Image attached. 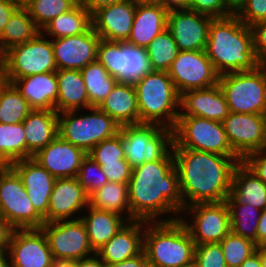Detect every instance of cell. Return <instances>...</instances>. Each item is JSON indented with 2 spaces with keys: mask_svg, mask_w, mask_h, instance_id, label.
Segmentation results:
<instances>
[{
  "mask_svg": "<svg viewBox=\"0 0 266 267\" xmlns=\"http://www.w3.org/2000/svg\"><path fill=\"white\" fill-rule=\"evenodd\" d=\"M127 185L130 213L135 220L179 219L184 204L172 148L161 159L132 168Z\"/></svg>",
  "mask_w": 266,
  "mask_h": 267,
  "instance_id": "1",
  "label": "cell"
},
{
  "mask_svg": "<svg viewBox=\"0 0 266 267\" xmlns=\"http://www.w3.org/2000/svg\"><path fill=\"white\" fill-rule=\"evenodd\" d=\"M184 208L195 203L223 202L229 195L240 157L192 149H172Z\"/></svg>",
  "mask_w": 266,
  "mask_h": 267,
  "instance_id": "2",
  "label": "cell"
},
{
  "mask_svg": "<svg viewBox=\"0 0 266 267\" xmlns=\"http://www.w3.org/2000/svg\"><path fill=\"white\" fill-rule=\"evenodd\" d=\"M205 51L219 76L252 71L259 66L251 28L235 14L211 20Z\"/></svg>",
  "mask_w": 266,
  "mask_h": 267,
  "instance_id": "3",
  "label": "cell"
},
{
  "mask_svg": "<svg viewBox=\"0 0 266 267\" xmlns=\"http://www.w3.org/2000/svg\"><path fill=\"white\" fill-rule=\"evenodd\" d=\"M195 242L179 220L146 222L143 251L151 267H193Z\"/></svg>",
  "mask_w": 266,
  "mask_h": 267,
  "instance_id": "4",
  "label": "cell"
},
{
  "mask_svg": "<svg viewBox=\"0 0 266 267\" xmlns=\"http://www.w3.org/2000/svg\"><path fill=\"white\" fill-rule=\"evenodd\" d=\"M139 109V124H157L174 129L180 113V95L165 71H150L133 82Z\"/></svg>",
  "mask_w": 266,
  "mask_h": 267,
  "instance_id": "5",
  "label": "cell"
},
{
  "mask_svg": "<svg viewBox=\"0 0 266 267\" xmlns=\"http://www.w3.org/2000/svg\"><path fill=\"white\" fill-rule=\"evenodd\" d=\"M120 128L98 107L58 113V136L86 154L98 143L120 133Z\"/></svg>",
  "mask_w": 266,
  "mask_h": 267,
  "instance_id": "6",
  "label": "cell"
},
{
  "mask_svg": "<svg viewBox=\"0 0 266 267\" xmlns=\"http://www.w3.org/2000/svg\"><path fill=\"white\" fill-rule=\"evenodd\" d=\"M172 149H192L239 157L231 148L222 122L197 116H178Z\"/></svg>",
  "mask_w": 266,
  "mask_h": 267,
  "instance_id": "7",
  "label": "cell"
},
{
  "mask_svg": "<svg viewBox=\"0 0 266 267\" xmlns=\"http://www.w3.org/2000/svg\"><path fill=\"white\" fill-rule=\"evenodd\" d=\"M218 84L230 112L266 115V82L259 66L252 71L223 74Z\"/></svg>",
  "mask_w": 266,
  "mask_h": 267,
  "instance_id": "8",
  "label": "cell"
},
{
  "mask_svg": "<svg viewBox=\"0 0 266 267\" xmlns=\"http://www.w3.org/2000/svg\"><path fill=\"white\" fill-rule=\"evenodd\" d=\"M125 159L132 168L161 159L173 145V130L157 124L121 126Z\"/></svg>",
  "mask_w": 266,
  "mask_h": 267,
  "instance_id": "9",
  "label": "cell"
},
{
  "mask_svg": "<svg viewBox=\"0 0 266 267\" xmlns=\"http://www.w3.org/2000/svg\"><path fill=\"white\" fill-rule=\"evenodd\" d=\"M8 79L57 71L52 39L39 32L33 39L7 50L0 63Z\"/></svg>",
  "mask_w": 266,
  "mask_h": 267,
  "instance_id": "10",
  "label": "cell"
},
{
  "mask_svg": "<svg viewBox=\"0 0 266 267\" xmlns=\"http://www.w3.org/2000/svg\"><path fill=\"white\" fill-rule=\"evenodd\" d=\"M179 220L187 228L195 245L220 243L231 232L230 211L226 201L189 205L181 211Z\"/></svg>",
  "mask_w": 266,
  "mask_h": 267,
  "instance_id": "11",
  "label": "cell"
},
{
  "mask_svg": "<svg viewBox=\"0 0 266 267\" xmlns=\"http://www.w3.org/2000/svg\"><path fill=\"white\" fill-rule=\"evenodd\" d=\"M0 215L14 229L41 228L45 223L27 196L22 180L11 167L0 172Z\"/></svg>",
  "mask_w": 266,
  "mask_h": 267,
  "instance_id": "12",
  "label": "cell"
},
{
  "mask_svg": "<svg viewBox=\"0 0 266 267\" xmlns=\"http://www.w3.org/2000/svg\"><path fill=\"white\" fill-rule=\"evenodd\" d=\"M96 60L119 82H135L151 71L146 49L100 39Z\"/></svg>",
  "mask_w": 266,
  "mask_h": 267,
  "instance_id": "13",
  "label": "cell"
},
{
  "mask_svg": "<svg viewBox=\"0 0 266 267\" xmlns=\"http://www.w3.org/2000/svg\"><path fill=\"white\" fill-rule=\"evenodd\" d=\"M41 229L56 263L77 262L95 253L81 219L48 222Z\"/></svg>",
  "mask_w": 266,
  "mask_h": 267,
  "instance_id": "14",
  "label": "cell"
},
{
  "mask_svg": "<svg viewBox=\"0 0 266 267\" xmlns=\"http://www.w3.org/2000/svg\"><path fill=\"white\" fill-rule=\"evenodd\" d=\"M179 95L218 84L215 71L205 50L179 51L167 72Z\"/></svg>",
  "mask_w": 266,
  "mask_h": 267,
  "instance_id": "15",
  "label": "cell"
},
{
  "mask_svg": "<svg viewBox=\"0 0 266 267\" xmlns=\"http://www.w3.org/2000/svg\"><path fill=\"white\" fill-rule=\"evenodd\" d=\"M222 123L231 148L242 160L266 150V115L230 112Z\"/></svg>",
  "mask_w": 266,
  "mask_h": 267,
  "instance_id": "16",
  "label": "cell"
},
{
  "mask_svg": "<svg viewBox=\"0 0 266 267\" xmlns=\"http://www.w3.org/2000/svg\"><path fill=\"white\" fill-rule=\"evenodd\" d=\"M10 267H55L41 228L14 229L8 245Z\"/></svg>",
  "mask_w": 266,
  "mask_h": 267,
  "instance_id": "17",
  "label": "cell"
},
{
  "mask_svg": "<svg viewBox=\"0 0 266 267\" xmlns=\"http://www.w3.org/2000/svg\"><path fill=\"white\" fill-rule=\"evenodd\" d=\"M212 19L190 9L170 10L167 14V29L179 51L205 50Z\"/></svg>",
  "mask_w": 266,
  "mask_h": 267,
  "instance_id": "18",
  "label": "cell"
},
{
  "mask_svg": "<svg viewBox=\"0 0 266 267\" xmlns=\"http://www.w3.org/2000/svg\"><path fill=\"white\" fill-rule=\"evenodd\" d=\"M89 198L77 177L57 178L49 198L47 223L80 219Z\"/></svg>",
  "mask_w": 266,
  "mask_h": 267,
  "instance_id": "19",
  "label": "cell"
},
{
  "mask_svg": "<svg viewBox=\"0 0 266 267\" xmlns=\"http://www.w3.org/2000/svg\"><path fill=\"white\" fill-rule=\"evenodd\" d=\"M99 42L93 27L83 34L52 39L57 69L82 70L96 61Z\"/></svg>",
  "mask_w": 266,
  "mask_h": 267,
  "instance_id": "20",
  "label": "cell"
},
{
  "mask_svg": "<svg viewBox=\"0 0 266 267\" xmlns=\"http://www.w3.org/2000/svg\"><path fill=\"white\" fill-rule=\"evenodd\" d=\"M10 167L18 174L35 210L47 223V211L49 198L53 190L56 178L32 157L15 161Z\"/></svg>",
  "mask_w": 266,
  "mask_h": 267,
  "instance_id": "21",
  "label": "cell"
},
{
  "mask_svg": "<svg viewBox=\"0 0 266 267\" xmlns=\"http://www.w3.org/2000/svg\"><path fill=\"white\" fill-rule=\"evenodd\" d=\"M136 4L124 0L99 8L92 14V27L100 39L126 42L130 36Z\"/></svg>",
  "mask_w": 266,
  "mask_h": 267,
  "instance_id": "22",
  "label": "cell"
},
{
  "mask_svg": "<svg viewBox=\"0 0 266 267\" xmlns=\"http://www.w3.org/2000/svg\"><path fill=\"white\" fill-rule=\"evenodd\" d=\"M86 155L82 149L57 136L32 158L57 179L77 177Z\"/></svg>",
  "mask_w": 266,
  "mask_h": 267,
  "instance_id": "23",
  "label": "cell"
},
{
  "mask_svg": "<svg viewBox=\"0 0 266 267\" xmlns=\"http://www.w3.org/2000/svg\"><path fill=\"white\" fill-rule=\"evenodd\" d=\"M229 113V106L219 84L180 95L179 116H197L223 122Z\"/></svg>",
  "mask_w": 266,
  "mask_h": 267,
  "instance_id": "24",
  "label": "cell"
},
{
  "mask_svg": "<svg viewBox=\"0 0 266 267\" xmlns=\"http://www.w3.org/2000/svg\"><path fill=\"white\" fill-rule=\"evenodd\" d=\"M144 230L145 221H129L95 253L106 265L135 257L143 251Z\"/></svg>",
  "mask_w": 266,
  "mask_h": 267,
  "instance_id": "25",
  "label": "cell"
},
{
  "mask_svg": "<svg viewBox=\"0 0 266 267\" xmlns=\"http://www.w3.org/2000/svg\"><path fill=\"white\" fill-rule=\"evenodd\" d=\"M35 110H55L58 97L56 71L8 79Z\"/></svg>",
  "mask_w": 266,
  "mask_h": 267,
  "instance_id": "26",
  "label": "cell"
},
{
  "mask_svg": "<svg viewBox=\"0 0 266 267\" xmlns=\"http://www.w3.org/2000/svg\"><path fill=\"white\" fill-rule=\"evenodd\" d=\"M168 10L161 4H138L126 43L146 48L150 42L167 29Z\"/></svg>",
  "mask_w": 266,
  "mask_h": 267,
  "instance_id": "27",
  "label": "cell"
},
{
  "mask_svg": "<svg viewBox=\"0 0 266 267\" xmlns=\"http://www.w3.org/2000/svg\"><path fill=\"white\" fill-rule=\"evenodd\" d=\"M26 137V159L33 157L58 136V113L33 109L22 122Z\"/></svg>",
  "mask_w": 266,
  "mask_h": 267,
  "instance_id": "28",
  "label": "cell"
},
{
  "mask_svg": "<svg viewBox=\"0 0 266 267\" xmlns=\"http://www.w3.org/2000/svg\"><path fill=\"white\" fill-rule=\"evenodd\" d=\"M227 204H251L266 209V185L241 161L233 171Z\"/></svg>",
  "mask_w": 266,
  "mask_h": 267,
  "instance_id": "29",
  "label": "cell"
},
{
  "mask_svg": "<svg viewBox=\"0 0 266 267\" xmlns=\"http://www.w3.org/2000/svg\"><path fill=\"white\" fill-rule=\"evenodd\" d=\"M98 108L120 127L139 124L138 101L132 82H118Z\"/></svg>",
  "mask_w": 266,
  "mask_h": 267,
  "instance_id": "30",
  "label": "cell"
},
{
  "mask_svg": "<svg viewBox=\"0 0 266 267\" xmlns=\"http://www.w3.org/2000/svg\"><path fill=\"white\" fill-rule=\"evenodd\" d=\"M85 225L91 248L96 252L106 244L128 221L121 215L86 207L80 217Z\"/></svg>",
  "mask_w": 266,
  "mask_h": 267,
  "instance_id": "31",
  "label": "cell"
},
{
  "mask_svg": "<svg viewBox=\"0 0 266 267\" xmlns=\"http://www.w3.org/2000/svg\"><path fill=\"white\" fill-rule=\"evenodd\" d=\"M58 97L55 111L62 113L89 108L87 89L80 70L58 69Z\"/></svg>",
  "mask_w": 266,
  "mask_h": 267,
  "instance_id": "32",
  "label": "cell"
},
{
  "mask_svg": "<svg viewBox=\"0 0 266 267\" xmlns=\"http://www.w3.org/2000/svg\"><path fill=\"white\" fill-rule=\"evenodd\" d=\"M91 27L92 15L78 3L73 9L49 21L41 32L50 39H56L83 34Z\"/></svg>",
  "mask_w": 266,
  "mask_h": 267,
  "instance_id": "33",
  "label": "cell"
},
{
  "mask_svg": "<svg viewBox=\"0 0 266 267\" xmlns=\"http://www.w3.org/2000/svg\"><path fill=\"white\" fill-rule=\"evenodd\" d=\"M89 205L100 210L123 216L128 222L135 219L131 216L128 199V185L108 181L102 188L91 193Z\"/></svg>",
  "mask_w": 266,
  "mask_h": 267,
  "instance_id": "34",
  "label": "cell"
},
{
  "mask_svg": "<svg viewBox=\"0 0 266 267\" xmlns=\"http://www.w3.org/2000/svg\"><path fill=\"white\" fill-rule=\"evenodd\" d=\"M41 30L36 26L27 9L21 4L10 16L0 35V52L3 55L15 45L33 39Z\"/></svg>",
  "mask_w": 266,
  "mask_h": 267,
  "instance_id": "35",
  "label": "cell"
},
{
  "mask_svg": "<svg viewBox=\"0 0 266 267\" xmlns=\"http://www.w3.org/2000/svg\"><path fill=\"white\" fill-rule=\"evenodd\" d=\"M80 72L87 89L89 108L98 107L119 82L97 60L86 65Z\"/></svg>",
  "mask_w": 266,
  "mask_h": 267,
  "instance_id": "36",
  "label": "cell"
},
{
  "mask_svg": "<svg viewBox=\"0 0 266 267\" xmlns=\"http://www.w3.org/2000/svg\"><path fill=\"white\" fill-rule=\"evenodd\" d=\"M145 49L152 71L168 72L171 63L179 53L177 44L168 29L157 35Z\"/></svg>",
  "mask_w": 266,
  "mask_h": 267,
  "instance_id": "37",
  "label": "cell"
},
{
  "mask_svg": "<svg viewBox=\"0 0 266 267\" xmlns=\"http://www.w3.org/2000/svg\"><path fill=\"white\" fill-rule=\"evenodd\" d=\"M32 110L17 88L8 82L0 93V123L23 122Z\"/></svg>",
  "mask_w": 266,
  "mask_h": 267,
  "instance_id": "38",
  "label": "cell"
},
{
  "mask_svg": "<svg viewBox=\"0 0 266 267\" xmlns=\"http://www.w3.org/2000/svg\"><path fill=\"white\" fill-rule=\"evenodd\" d=\"M230 211L231 232L255 242L261 210L251 204H227Z\"/></svg>",
  "mask_w": 266,
  "mask_h": 267,
  "instance_id": "39",
  "label": "cell"
},
{
  "mask_svg": "<svg viewBox=\"0 0 266 267\" xmlns=\"http://www.w3.org/2000/svg\"><path fill=\"white\" fill-rule=\"evenodd\" d=\"M0 154L9 163L26 159V137L23 123H0Z\"/></svg>",
  "mask_w": 266,
  "mask_h": 267,
  "instance_id": "40",
  "label": "cell"
},
{
  "mask_svg": "<svg viewBox=\"0 0 266 267\" xmlns=\"http://www.w3.org/2000/svg\"><path fill=\"white\" fill-rule=\"evenodd\" d=\"M76 0H22L36 26L41 30L49 21L73 9Z\"/></svg>",
  "mask_w": 266,
  "mask_h": 267,
  "instance_id": "41",
  "label": "cell"
},
{
  "mask_svg": "<svg viewBox=\"0 0 266 267\" xmlns=\"http://www.w3.org/2000/svg\"><path fill=\"white\" fill-rule=\"evenodd\" d=\"M227 267L240 265L256 251L257 245L250 239L228 233L220 242Z\"/></svg>",
  "mask_w": 266,
  "mask_h": 267,
  "instance_id": "42",
  "label": "cell"
},
{
  "mask_svg": "<svg viewBox=\"0 0 266 267\" xmlns=\"http://www.w3.org/2000/svg\"><path fill=\"white\" fill-rule=\"evenodd\" d=\"M87 155L99 165L119 163L120 160H126L122 134L118 133L110 139L103 140L94 146Z\"/></svg>",
  "mask_w": 266,
  "mask_h": 267,
  "instance_id": "43",
  "label": "cell"
},
{
  "mask_svg": "<svg viewBox=\"0 0 266 267\" xmlns=\"http://www.w3.org/2000/svg\"><path fill=\"white\" fill-rule=\"evenodd\" d=\"M77 179L88 196L108 182L101 166L88 155L82 159Z\"/></svg>",
  "mask_w": 266,
  "mask_h": 267,
  "instance_id": "44",
  "label": "cell"
},
{
  "mask_svg": "<svg viewBox=\"0 0 266 267\" xmlns=\"http://www.w3.org/2000/svg\"><path fill=\"white\" fill-rule=\"evenodd\" d=\"M193 267H227L220 243L197 244Z\"/></svg>",
  "mask_w": 266,
  "mask_h": 267,
  "instance_id": "45",
  "label": "cell"
},
{
  "mask_svg": "<svg viewBox=\"0 0 266 267\" xmlns=\"http://www.w3.org/2000/svg\"><path fill=\"white\" fill-rule=\"evenodd\" d=\"M235 15L249 27L266 21V0H247Z\"/></svg>",
  "mask_w": 266,
  "mask_h": 267,
  "instance_id": "46",
  "label": "cell"
},
{
  "mask_svg": "<svg viewBox=\"0 0 266 267\" xmlns=\"http://www.w3.org/2000/svg\"><path fill=\"white\" fill-rule=\"evenodd\" d=\"M190 10L211 18H222L233 15L226 7L224 0H191Z\"/></svg>",
  "mask_w": 266,
  "mask_h": 267,
  "instance_id": "47",
  "label": "cell"
},
{
  "mask_svg": "<svg viewBox=\"0 0 266 267\" xmlns=\"http://www.w3.org/2000/svg\"><path fill=\"white\" fill-rule=\"evenodd\" d=\"M108 181L128 184L132 175V167L126 160L119 163L100 165Z\"/></svg>",
  "mask_w": 266,
  "mask_h": 267,
  "instance_id": "48",
  "label": "cell"
},
{
  "mask_svg": "<svg viewBox=\"0 0 266 267\" xmlns=\"http://www.w3.org/2000/svg\"><path fill=\"white\" fill-rule=\"evenodd\" d=\"M254 53L259 63L266 62V21L250 26Z\"/></svg>",
  "mask_w": 266,
  "mask_h": 267,
  "instance_id": "49",
  "label": "cell"
},
{
  "mask_svg": "<svg viewBox=\"0 0 266 267\" xmlns=\"http://www.w3.org/2000/svg\"><path fill=\"white\" fill-rule=\"evenodd\" d=\"M242 162L266 185V150L250 153Z\"/></svg>",
  "mask_w": 266,
  "mask_h": 267,
  "instance_id": "50",
  "label": "cell"
},
{
  "mask_svg": "<svg viewBox=\"0 0 266 267\" xmlns=\"http://www.w3.org/2000/svg\"><path fill=\"white\" fill-rule=\"evenodd\" d=\"M22 4V0H0V35L12 13Z\"/></svg>",
  "mask_w": 266,
  "mask_h": 267,
  "instance_id": "51",
  "label": "cell"
},
{
  "mask_svg": "<svg viewBox=\"0 0 266 267\" xmlns=\"http://www.w3.org/2000/svg\"><path fill=\"white\" fill-rule=\"evenodd\" d=\"M14 228L0 215V251H8V245Z\"/></svg>",
  "mask_w": 266,
  "mask_h": 267,
  "instance_id": "52",
  "label": "cell"
},
{
  "mask_svg": "<svg viewBox=\"0 0 266 267\" xmlns=\"http://www.w3.org/2000/svg\"><path fill=\"white\" fill-rule=\"evenodd\" d=\"M148 265L146 254L142 251L139 255L122 262L108 264L106 267H146Z\"/></svg>",
  "mask_w": 266,
  "mask_h": 267,
  "instance_id": "53",
  "label": "cell"
},
{
  "mask_svg": "<svg viewBox=\"0 0 266 267\" xmlns=\"http://www.w3.org/2000/svg\"><path fill=\"white\" fill-rule=\"evenodd\" d=\"M124 0H83L81 4L92 15L99 8L112 5Z\"/></svg>",
  "mask_w": 266,
  "mask_h": 267,
  "instance_id": "54",
  "label": "cell"
},
{
  "mask_svg": "<svg viewBox=\"0 0 266 267\" xmlns=\"http://www.w3.org/2000/svg\"><path fill=\"white\" fill-rule=\"evenodd\" d=\"M266 244V209L261 211L257 228V246Z\"/></svg>",
  "mask_w": 266,
  "mask_h": 267,
  "instance_id": "55",
  "label": "cell"
},
{
  "mask_svg": "<svg viewBox=\"0 0 266 267\" xmlns=\"http://www.w3.org/2000/svg\"><path fill=\"white\" fill-rule=\"evenodd\" d=\"M191 0H162L161 5L170 10L190 9Z\"/></svg>",
  "mask_w": 266,
  "mask_h": 267,
  "instance_id": "56",
  "label": "cell"
},
{
  "mask_svg": "<svg viewBox=\"0 0 266 267\" xmlns=\"http://www.w3.org/2000/svg\"><path fill=\"white\" fill-rule=\"evenodd\" d=\"M80 267H106V264L94 253L91 256L82 258L77 261Z\"/></svg>",
  "mask_w": 266,
  "mask_h": 267,
  "instance_id": "57",
  "label": "cell"
},
{
  "mask_svg": "<svg viewBox=\"0 0 266 267\" xmlns=\"http://www.w3.org/2000/svg\"><path fill=\"white\" fill-rule=\"evenodd\" d=\"M240 267H262L259 256V246H257L256 251L252 253L241 265Z\"/></svg>",
  "mask_w": 266,
  "mask_h": 267,
  "instance_id": "58",
  "label": "cell"
},
{
  "mask_svg": "<svg viewBox=\"0 0 266 267\" xmlns=\"http://www.w3.org/2000/svg\"><path fill=\"white\" fill-rule=\"evenodd\" d=\"M247 0H224L226 7L233 13L236 14Z\"/></svg>",
  "mask_w": 266,
  "mask_h": 267,
  "instance_id": "59",
  "label": "cell"
},
{
  "mask_svg": "<svg viewBox=\"0 0 266 267\" xmlns=\"http://www.w3.org/2000/svg\"><path fill=\"white\" fill-rule=\"evenodd\" d=\"M0 267H10V259L7 251H0Z\"/></svg>",
  "mask_w": 266,
  "mask_h": 267,
  "instance_id": "60",
  "label": "cell"
},
{
  "mask_svg": "<svg viewBox=\"0 0 266 267\" xmlns=\"http://www.w3.org/2000/svg\"><path fill=\"white\" fill-rule=\"evenodd\" d=\"M8 82L9 81H8L7 76H6L5 70L2 67V65L0 64V93Z\"/></svg>",
  "mask_w": 266,
  "mask_h": 267,
  "instance_id": "61",
  "label": "cell"
},
{
  "mask_svg": "<svg viewBox=\"0 0 266 267\" xmlns=\"http://www.w3.org/2000/svg\"><path fill=\"white\" fill-rule=\"evenodd\" d=\"M259 256L262 267H266V247L259 246Z\"/></svg>",
  "mask_w": 266,
  "mask_h": 267,
  "instance_id": "62",
  "label": "cell"
},
{
  "mask_svg": "<svg viewBox=\"0 0 266 267\" xmlns=\"http://www.w3.org/2000/svg\"><path fill=\"white\" fill-rule=\"evenodd\" d=\"M131 2L138 4H161L162 0H130Z\"/></svg>",
  "mask_w": 266,
  "mask_h": 267,
  "instance_id": "63",
  "label": "cell"
},
{
  "mask_svg": "<svg viewBox=\"0 0 266 267\" xmlns=\"http://www.w3.org/2000/svg\"><path fill=\"white\" fill-rule=\"evenodd\" d=\"M55 267H80L78 265V262H59V263H56V266Z\"/></svg>",
  "mask_w": 266,
  "mask_h": 267,
  "instance_id": "64",
  "label": "cell"
},
{
  "mask_svg": "<svg viewBox=\"0 0 266 267\" xmlns=\"http://www.w3.org/2000/svg\"><path fill=\"white\" fill-rule=\"evenodd\" d=\"M10 164L0 154V172L7 170Z\"/></svg>",
  "mask_w": 266,
  "mask_h": 267,
  "instance_id": "65",
  "label": "cell"
},
{
  "mask_svg": "<svg viewBox=\"0 0 266 267\" xmlns=\"http://www.w3.org/2000/svg\"><path fill=\"white\" fill-rule=\"evenodd\" d=\"M259 67L263 70L264 79L266 82V62L259 63Z\"/></svg>",
  "mask_w": 266,
  "mask_h": 267,
  "instance_id": "66",
  "label": "cell"
},
{
  "mask_svg": "<svg viewBox=\"0 0 266 267\" xmlns=\"http://www.w3.org/2000/svg\"><path fill=\"white\" fill-rule=\"evenodd\" d=\"M2 57H3V55H2L1 52H0V63H1V61H2Z\"/></svg>",
  "mask_w": 266,
  "mask_h": 267,
  "instance_id": "67",
  "label": "cell"
}]
</instances>
